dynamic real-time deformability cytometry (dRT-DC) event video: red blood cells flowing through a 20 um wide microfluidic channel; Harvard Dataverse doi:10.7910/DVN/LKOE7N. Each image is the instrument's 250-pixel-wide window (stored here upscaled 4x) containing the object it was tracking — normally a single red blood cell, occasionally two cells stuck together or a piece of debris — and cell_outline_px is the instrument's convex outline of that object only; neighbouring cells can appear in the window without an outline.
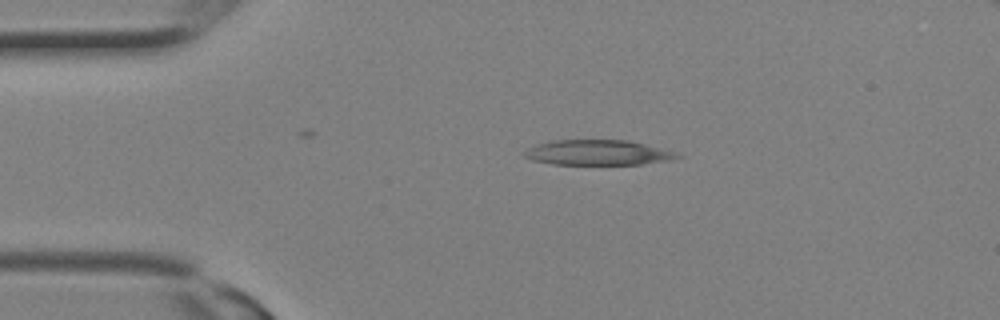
{"species": "Egyptian fruit bat (a non-hibernating species)", "species_latin": "Rousettus aegyptiacus", "temperature_condition": "room temperature", "stored_images_in_passage": 7, "camera_frame_rate_fps": 3000, "um_per_image_px": 0.085, "animal": {"sex": "female"}, "frame": {"image": 1, "passage_image": 1, "time_ms": 0.0, "image_size_px": [1000, 320], "cell_outline_px": [[684, 156], [668, 160], [640, 164], [552, 164], [532, 160], [524, 156], [524, 152], [528, 148], [536, 144], [552, 140], [628, 140], [644, 144], [672, 152]], "centroid_in_image_um": [50.75, 12.97], "position_along_channel_um": 34.3, "area_um2": 22.08}}
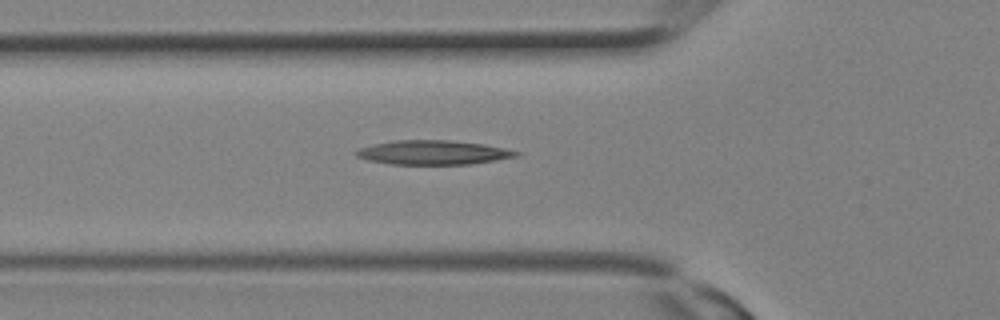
{"frame": {"image": 2, "passage_image": 5, "time_ms": 1.333, "image_size_px": [1000, 320], "cell_outline_px": [[520, 156], [496, 160], [468, 164], [392, 164], [368, 160], [356, 156], [352, 152], [356, 148], [372, 144], [396, 140], [448, 140], [484, 144], [504, 148], [520, 152]], "centroid_in_image_um": [36.77, 12.95], "position_along_channel_um": 89.0, "area_um2": 22.66}}
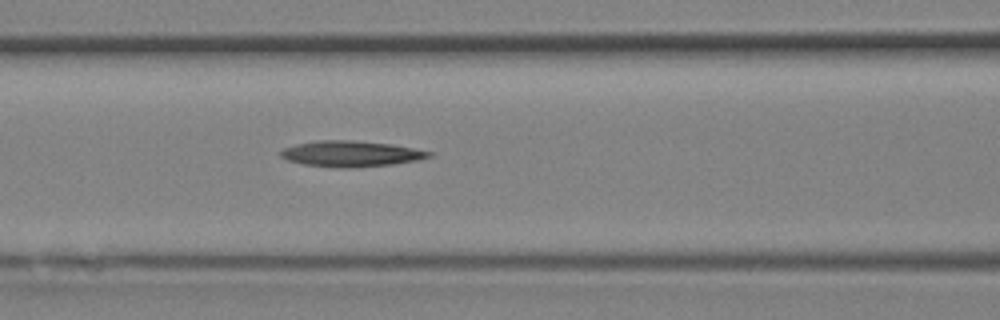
{"frame": {"image": 3, "passage_image": 7, "time_ms": 2.0, "image_size_px": [1000, 320], "cell_outline_px": [[436, 152], [432, 156], [420, 160], [392, 164], [352, 168], [336, 168], [304, 164], [288, 160], [280, 156], [280, 152], [284, 148], [296, 144], [316, 140], [352, 140], [392, 144]], "centroid_in_image_um": [29.88, 13.07], "position_along_channel_um": 136.7, "area_um2": 22.54}}